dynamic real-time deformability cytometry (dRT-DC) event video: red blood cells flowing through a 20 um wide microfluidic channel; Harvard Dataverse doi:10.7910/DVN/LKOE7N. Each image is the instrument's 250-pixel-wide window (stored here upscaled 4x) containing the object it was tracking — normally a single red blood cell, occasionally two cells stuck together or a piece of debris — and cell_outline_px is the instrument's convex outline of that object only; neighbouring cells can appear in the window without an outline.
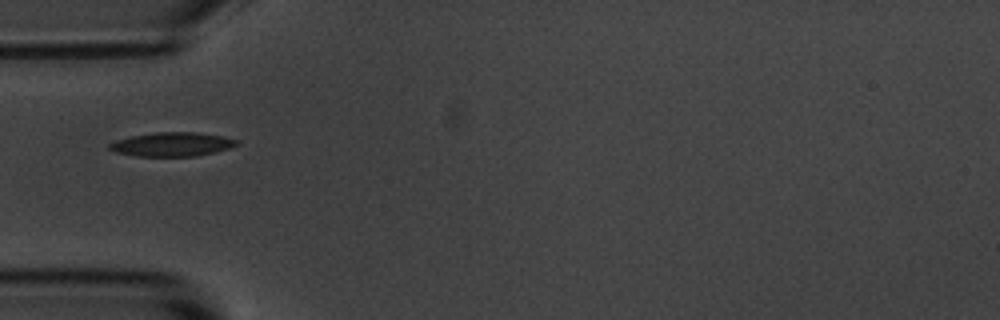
{"species": "common noctule bat (a hibernating species)", "species_latin": "Nyctalus noctula", "temperature_condition": "room temperature", "stored_images_in_passage": 3, "camera_frame_rate_fps": 3000, "um_per_image_px": 0.085, "animal": {"sex": "male", "body_mass_g": 20.1, "forearm_length_mm": 53.5}, "frame": {"image": 1, "passage_image": 1, "time_ms": 0.0, "image_size_px": [1000, 320], "cell_outline_px": [[240, 144], [228, 148], [196, 156], [136, 156], [116, 152], [108, 148], [108, 144], [116, 140], [132, 136], [156, 132], [196, 132], [224, 136], [236, 140]], "centroid_in_image_um": [14.61, 12.26], "position_along_channel_um": 70.4, "area_um2": 17.63}}
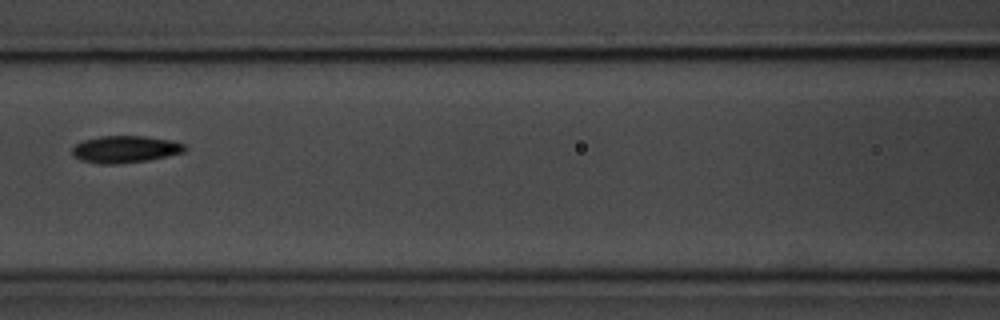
{"frame": {"image": 2, "passage_image": 3, "time_ms": 2.333, "image_size_px": [1000, 320], "cell_outline_px": [[188, 148], [184, 152], [148, 160], [116, 164], [100, 164], [80, 160], [72, 156], [72, 148], [76, 144], [84, 140], [100, 136], [144, 136], [172, 140], [184, 144]], "centroid_in_image_um": [10.63, 12.69], "position_along_channel_um": 156.0, "area_um2": 17.8}}